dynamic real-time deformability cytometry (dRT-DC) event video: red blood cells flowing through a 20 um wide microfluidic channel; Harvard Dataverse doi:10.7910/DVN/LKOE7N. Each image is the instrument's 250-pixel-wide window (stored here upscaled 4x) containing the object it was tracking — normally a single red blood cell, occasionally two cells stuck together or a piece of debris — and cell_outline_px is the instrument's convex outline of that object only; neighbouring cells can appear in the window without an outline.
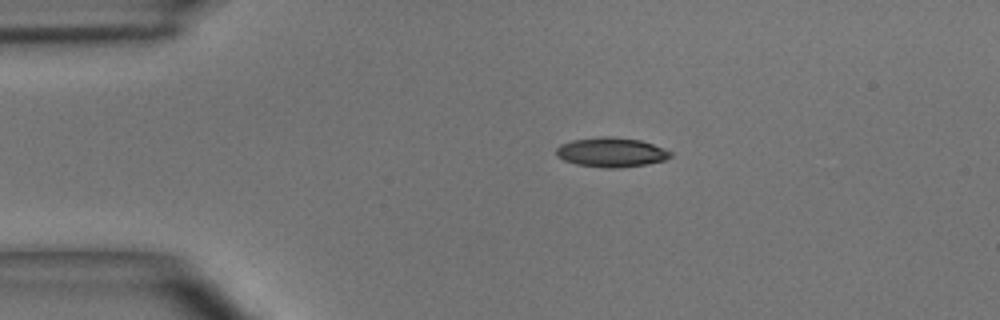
{"species": "common noctule bat (a hibernating species)", "species_latin": "Nyctalus noctula", "temperature_condition": "room temperature", "stored_images_in_passage": 2, "camera_frame_rate_fps": 3000, "um_per_image_px": 0.085, "animal": {"sex": "male", "body_mass_g": 15.6}, "frame": {"image": 1, "passage_image": 1, "time_ms": 0.0, "image_size_px": [1000, 320], "cell_outline_px": [[672, 156], [664, 160], [648, 164], [616, 168], [608, 168], [576, 164], [564, 160], [556, 156], [556, 148], [560, 144], [572, 140], [600, 136], [608, 136], [640, 140], [652, 144], [672, 152]], "centroid_in_image_um": [51.93, 12.94], "position_along_channel_um": 33.1, "area_um2": 19.59}}